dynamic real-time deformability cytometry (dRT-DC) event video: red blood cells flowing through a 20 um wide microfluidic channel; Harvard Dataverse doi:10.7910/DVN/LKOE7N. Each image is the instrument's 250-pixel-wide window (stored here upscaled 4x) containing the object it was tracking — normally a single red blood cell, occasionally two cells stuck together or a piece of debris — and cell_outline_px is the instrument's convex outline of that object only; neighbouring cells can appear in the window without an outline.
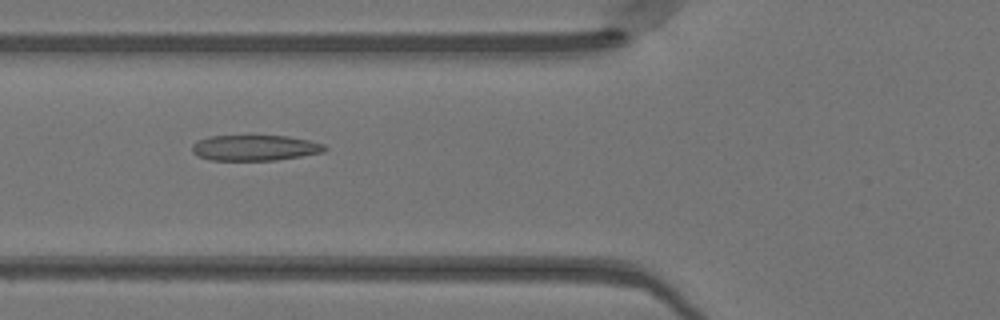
{"species": "Egyptian fruit bat (a non-hibernating species)", "species_latin": "Rousettus aegyptiacus", "temperature_condition": "warm", "stored_images_in_passage": 35, "camera_frame_rate_fps": 3000, "um_per_image_px": 0.085, "animal": {"sex": "female"}, "frame": {"image": 1, "passage_image": 4, "time_ms": 1.0, "image_size_px": [1000, 320], "cell_outline_px": [[328, 148], [324, 152], [276, 160], [212, 160], [196, 156], [192, 152], [192, 144], [196, 140], [208, 136], [288, 136], [308, 140], [324, 144]], "centroid_in_image_um": [21.63, 12.56], "position_along_channel_um": 104.2, "area_um2": 19.88}}
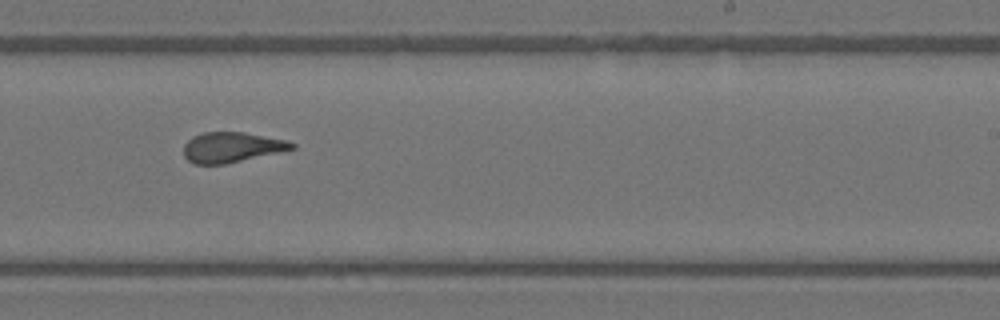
{"frame": {"image": 2, "passage_image": 16, "time_ms": 5.0, "image_size_px": [1000, 320], "cell_outline_px": [[296, 148], [280, 152], [224, 164], [196, 164], [188, 160], [184, 156], [184, 144], [192, 136], [204, 132], [244, 132], [288, 140], [296, 144]], "centroid_in_image_um": [19.71, 12.51], "position_along_channel_um": 269.3, "area_um2": 19.07}}
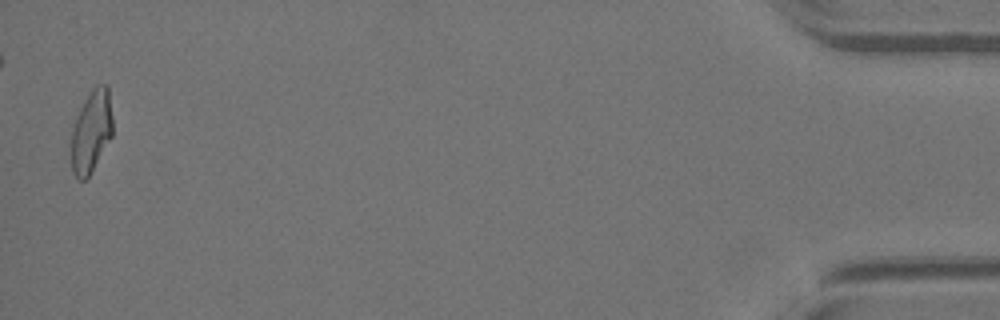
{"frame": {"image": 3, "passage_image": 34, "time_ms": 11.0, "image_size_px": [1000, 320], "cell_outline_px": [[112, 136], [88, 176], [84, 180], [76, 180], [72, 172], [68, 152], [72, 132], [80, 108], [92, 88], [96, 84], [108, 84], [112, 116]], "centroid_in_image_um": [7.73, 11.2], "position_along_channel_um": 427.5, "area_um2": 20.17}, "authors_computed_cell_mechanics": {"area_um2": 19.5364, "velocity_mm_per_s": 4.1238, "shape_relaxation_time_tau1_ms": 6.0587, "shape_relaxation_time_tau2_ms": 1.5879, "deformation_change_tau1": 0.2091, "deformation_change_tau2": 0.1157}}